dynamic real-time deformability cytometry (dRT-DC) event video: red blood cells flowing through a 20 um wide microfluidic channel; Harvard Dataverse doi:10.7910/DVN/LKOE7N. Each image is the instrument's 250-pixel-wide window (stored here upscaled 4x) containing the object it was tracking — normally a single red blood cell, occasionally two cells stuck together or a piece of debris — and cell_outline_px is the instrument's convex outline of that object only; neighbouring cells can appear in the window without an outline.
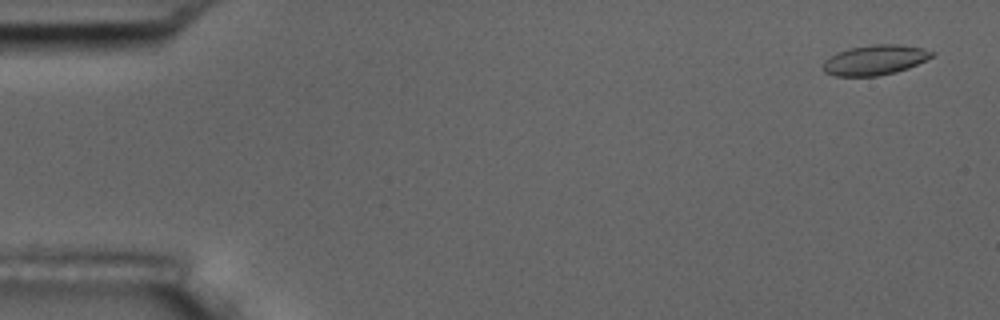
{"species": "common noctule bat (a hibernating species)", "species_latin": "Nyctalus noctula", "temperature_condition": "room temperature", "stored_images_in_passage": 5, "camera_frame_rate_fps": 3000, "um_per_image_px": 0.085, "animal": {"sex": "male", "body_mass_g": 17.5, "forearm_length_mm": 52.3}, "frame": {"image": 1, "passage_image": 1, "time_ms": 0.0, "image_size_px": [1000, 320], "cell_outline_px": [[936, 52], [932, 56], [908, 68], [896, 72], [876, 76], [836, 76], [824, 72], [824, 60], [836, 52], [852, 48], [872, 44], [896, 44], [920, 48]], "centroid_in_image_um": [74.34, 5.1], "position_along_channel_um": 10.7, "area_um2": 18.79}}
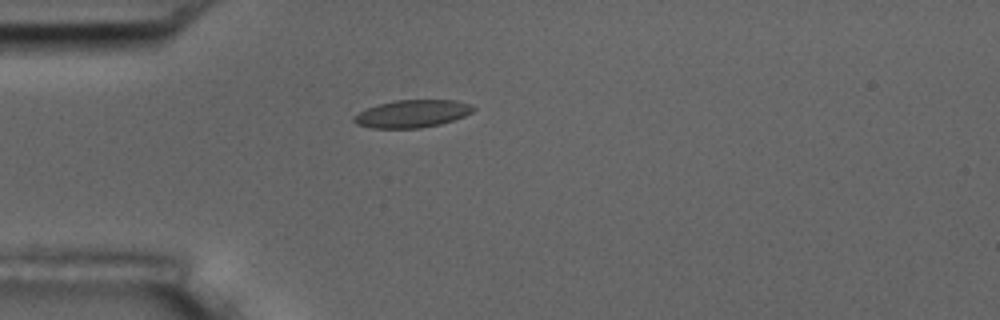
{"frame": {"image": 2, "passage_image": 4, "time_ms": 4.333, "image_size_px": [1000, 320], "cell_outline_px": [[476, 108], [472, 112], [464, 116], [440, 124], [420, 128], [372, 128], [356, 124], [352, 120], [352, 116], [368, 108], [380, 104], [396, 100], [456, 100], [472, 104]], "centroid_in_image_um": [35.05, 9.66], "position_along_channel_um": 50.0, "area_um2": 19.13}}